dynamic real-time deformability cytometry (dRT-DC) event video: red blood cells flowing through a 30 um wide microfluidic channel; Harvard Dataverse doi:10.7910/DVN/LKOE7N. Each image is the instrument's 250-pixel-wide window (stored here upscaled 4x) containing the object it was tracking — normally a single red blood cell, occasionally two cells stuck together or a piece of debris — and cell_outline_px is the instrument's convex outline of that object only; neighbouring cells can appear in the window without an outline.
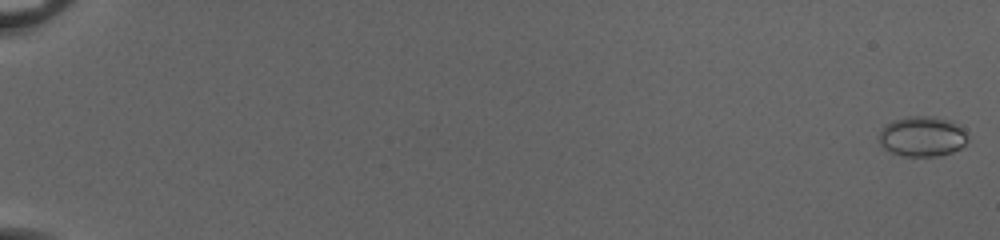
{"species": "common noctule bat (a hibernating species)", "species_latin": "Nyctalus noctula", "temperature_condition": "cold", "stored_images_in_passage": 54, "camera_frame_rate_fps": 3000, "um_per_image_px": 0.085, "animal": {"sex": "female", "body_mass_g": 20.0, "forearm_length_mm": 54.0}, "frame": {"image": 1, "passage_image": 1, "time_ms": 0.0, "image_size_px": [1000, 240], "cell_outline_px": [[968, 140], [960, 148], [952, 152], [936, 156], [904, 156], [892, 152], [884, 148], [880, 144], [880, 128], [884, 124], [892, 120], [908, 116], [924, 116], [952, 120], [964, 128], [968, 136]], "centroid_in_image_um": [78.4, 11.58], "position_along_channel_um": 6.6, "area_um2": 20.92}}
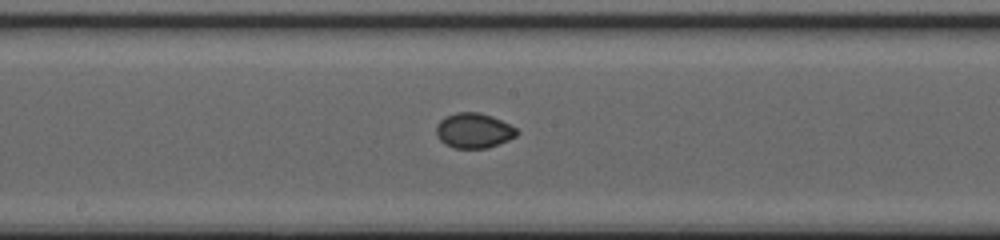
{"frame": {"image": 2, "passage_image": 32, "time_ms": 10.333, "image_size_px": [1000, 240], "cell_outline_px": [[520, 132], [516, 136], [508, 140], [488, 148], [452, 148], [444, 144], [436, 136], [436, 124], [444, 116], [456, 112], [480, 112], [492, 116], [516, 128]], "centroid_in_image_um": [40.24, 11.1], "position_along_channel_um": 208.0, "area_um2": 16.65}}
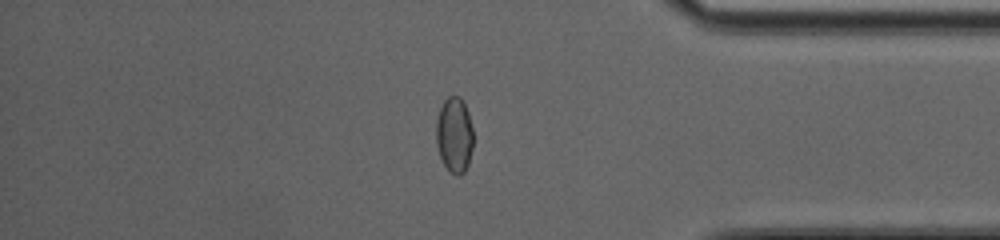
{"frame": {"image": 3, "passage_image": 47, "time_ms": 15.333, "image_size_px": [1000, 240], "cell_outline_px": [[472, 148], [468, 164], [464, 172], [460, 176], [456, 176], [448, 172], [440, 156], [436, 140], [436, 120], [440, 108], [444, 100], [448, 96], [460, 96], [468, 112], [472, 128]], "centroid_in_image_um": [38.61, 11.49], "position_along_channel_um": 396.6, "area_um2": 16.36}}